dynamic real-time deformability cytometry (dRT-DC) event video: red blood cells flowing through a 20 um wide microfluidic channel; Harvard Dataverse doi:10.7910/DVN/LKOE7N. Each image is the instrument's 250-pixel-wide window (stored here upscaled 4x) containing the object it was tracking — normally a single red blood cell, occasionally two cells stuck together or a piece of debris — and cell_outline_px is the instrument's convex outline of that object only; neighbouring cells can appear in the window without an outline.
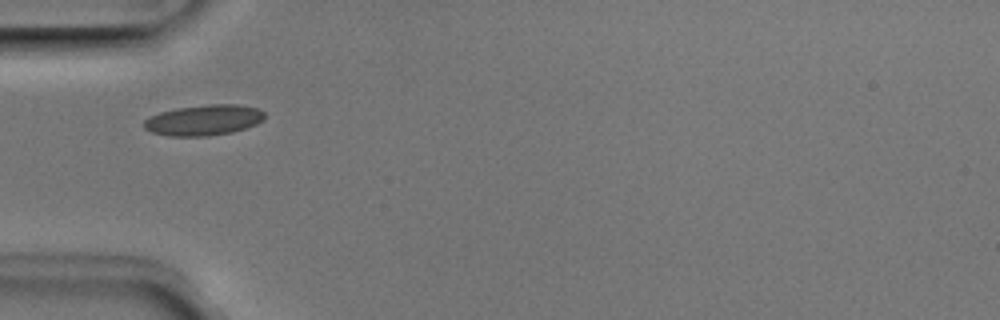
{"species": "Egyptian fruit bat (a non-hibernating species)", "species_latin": "Rousettus aegyptiacus", "temperature_condition": "room temperature", "stored_images_in_passage": 7, "camera_frame_rate_fps": 3000, "um_per_image_px": 0.085, "animal": {"sex": "male"}, "frame": {"image": 1, "passage_image": 4, "time_ms": 1.0, "image_size_px": [1000, 320], "cell_outline_px": [[264, 120], [256, 124], [232, 132], [208, 136], [168, 136], [152, 132], [144, 128], [144, 120], [148, 116], [160, 112], [176, 108], [208, 104], [236, 104], [260, 108], [264, 112]], "centroid_in_image_um": [17.32, 10.2], "position_along_channel_um": 67.7, "area_um2": 21.68}}
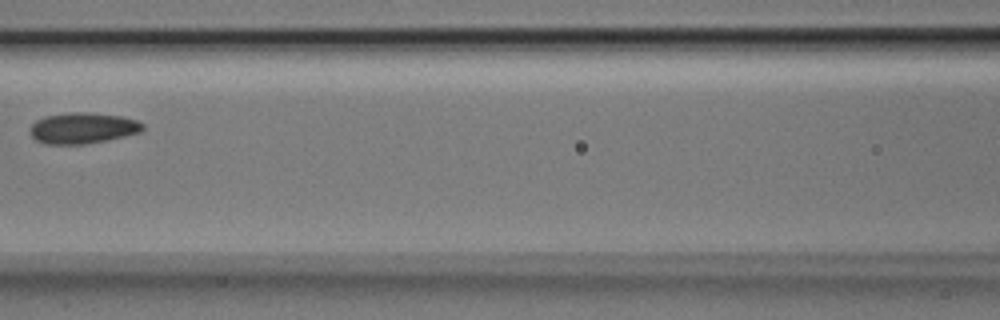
{"frame": {"image": 2, "passage_image": 6, "time_ms": 1.667, "image_size_px": [1000, 320], "cell_outline_px": [[144, 128], [140, 132], [124, 136], [84, 144], [44, 144], [36, 140], [32, 136], [32, 124], [36, 120], [44, 116], [72, 112], [88, 112], [124, 116], [136, 120], [144, 124]], "centroid_in_image_um": [7.05, 10.87], "position_along_channel_um": 159.6, "area_um2": 20.23}}
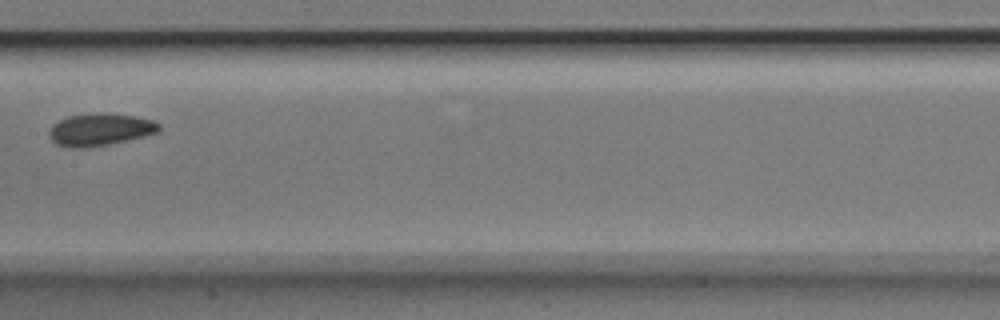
{"frame": {"image": 3, "passage_image": 7, "time_ms": 2.0, "image_size_px": [1000, 320], "cell_outline_px": [[160, 128], [156, 132], [144, 136], [108, 144], [88, 148], [72, 148], [56, 144], [48, 136], [48, 132], [52, 124], [68, 116], [96, 112], [108, 112], [132, 116], [152, 120], [160, 124]], "centroid_in_image_um": [8.45, 11.0], "position_along_channel_um": 198.9, "area_um2": 20.75}}